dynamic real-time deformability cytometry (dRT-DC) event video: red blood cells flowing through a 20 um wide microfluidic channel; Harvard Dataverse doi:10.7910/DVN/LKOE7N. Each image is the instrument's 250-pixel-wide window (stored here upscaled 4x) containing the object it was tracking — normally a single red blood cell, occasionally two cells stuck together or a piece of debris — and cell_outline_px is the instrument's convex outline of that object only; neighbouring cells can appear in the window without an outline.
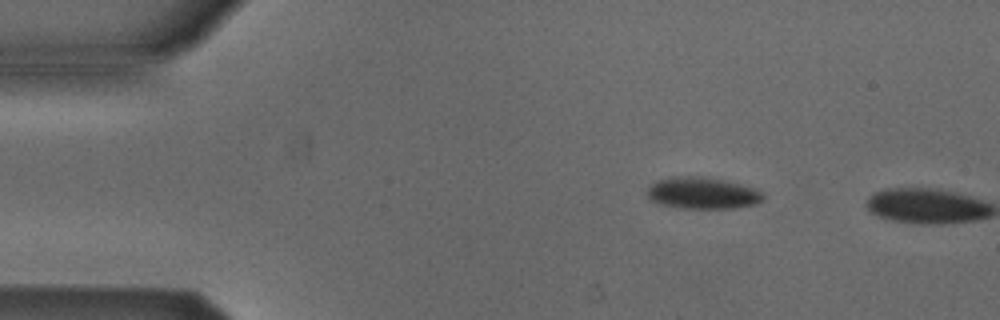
{"species": "Egyptian fruit bat (a non-hibernating species)", "species_latin": "Rousettus aegyptiacus", "temperature_condition": "cold", "stored_images_in_passage": 2, "camera_frame_rate_fps": 3000, "um_per_image_px": 0.085, "animal": {"sex": "male"}, "frame": {"image": 1, "passage_image": 1, "time_ms": 0.0, "image_size_px": [1000, 320], "cell_outline_px": [[764, 200], [756, 204], [732, 208], [680, 208], [660, 204], [648, 200], [648, 188], [656, 180], [672, 176], [704, 176], [740, 184], [756, 188], [764, 192]], "centroid_in_image_um": [59.72, 16.41], "position_along_channel_um": 25.3, "area_um2": 21.62}}